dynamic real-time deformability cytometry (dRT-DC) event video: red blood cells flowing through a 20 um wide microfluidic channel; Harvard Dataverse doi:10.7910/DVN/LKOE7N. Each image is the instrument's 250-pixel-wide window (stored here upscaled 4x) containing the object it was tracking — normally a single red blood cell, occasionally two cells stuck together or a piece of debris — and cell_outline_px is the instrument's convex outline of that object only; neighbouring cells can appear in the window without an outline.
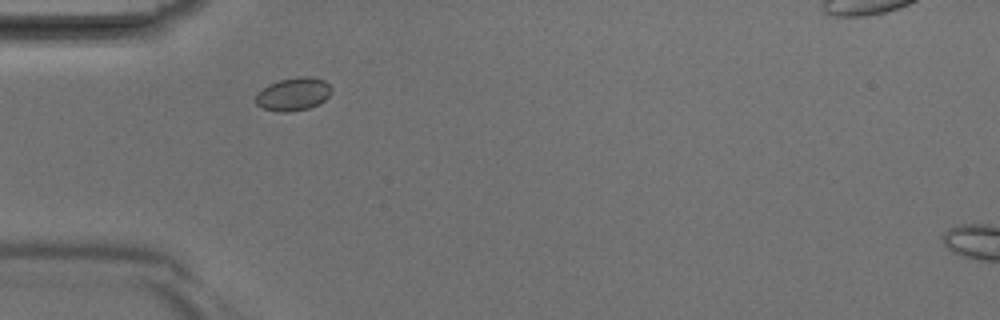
{"species": "Egyptian fruit bat (a non-hibernating species)", "species_latin": "Rousettus aegyptiacus", "temperature_condition": "room temperature", "stored_images_in_passage": 29, "camera_frame_rate_fps": 3000, "um_per_image_px": 0.085, "animal": {"sex": "male"}, "frame": {"image": 1, "passage_image": 1, "time_ms": 0.0, "image_size_px": [1000, 320], "cell_outline_px": [[332, 92], [320, 104], [308, 108], [288, 112], [280, 112], [264, 108], [256, 104], [256, 92], [268, 84], [280, 80], [296, 76], [308, 76], [324, 80], [332, 88]], "centroid_in_image_um": [24.93, 7.99], "position_along_channel_um": 60.1, "area_um2": 14.68}}
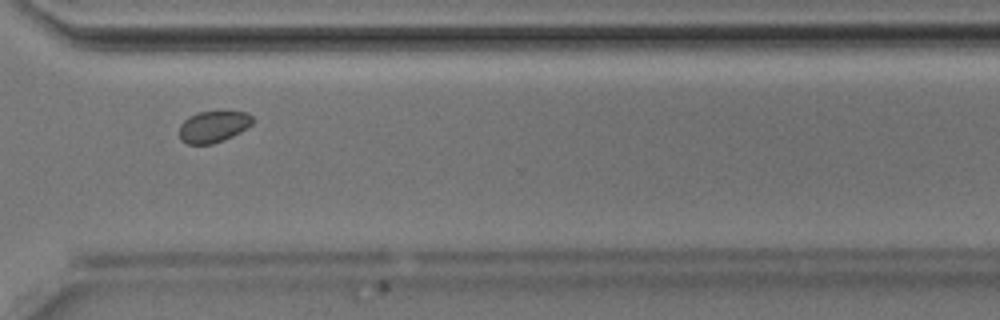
{"frame": {"image": 2, "passage_image": 19, "time_ms": 6.0, "image_size_px": [1000, 320], "cell_outline_px": [[252, 124], [240, 132], [224, 140], [212, 144], [188, 144], [180, 140], [180, 124], [184, 120], [196, 112], [220, 108], [224, 108], [248, 112], [252, 116]], "centroid_in_image_um": [18.16, 10.69], "position_along_channel_um": 352.4, "area_um2": 14.16}}
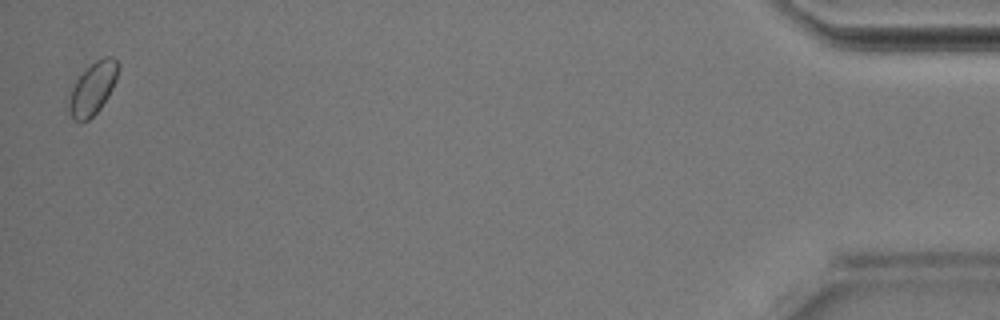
{"frame": {"image": 3, "passage_image": 29, "time_ms": 9.333, "image_size_px": [1000, 320], "cell_outline_px": [[120, 64], [116, 80], [108, 96], [100, 108], [88, 120], [80, 124], [72, 116], [68, 108], [68, 104], [72, 88], [76, 80], [96, 60], [104, 56], [112, 56]], "centroid_in_image_um": [7.9, 7.52], "position_along_channel_um": 427.3, "area_um2": 14.8}}